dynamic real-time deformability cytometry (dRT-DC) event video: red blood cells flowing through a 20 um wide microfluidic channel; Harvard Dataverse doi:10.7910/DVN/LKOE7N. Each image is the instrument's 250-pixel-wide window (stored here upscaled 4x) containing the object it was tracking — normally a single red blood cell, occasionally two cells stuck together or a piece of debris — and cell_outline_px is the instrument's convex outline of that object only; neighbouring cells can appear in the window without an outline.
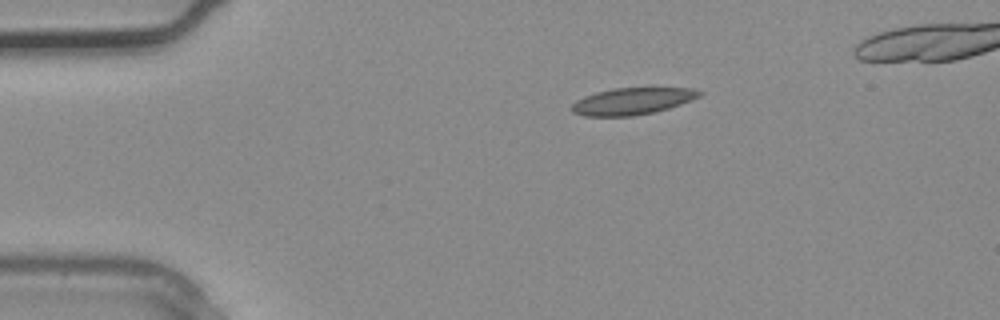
{"species": "common noctule bat (a hibernating species)", "species_latin": "Nyctalus noctula", "temperature_condition": "warm", "stored_images_in_passage": 2, "camera_frame_rate_fps": 3000, "um_per_image_px": 0.085, "animal": {"sex": "male", "body_mass_g": 20.4}, "frame": {"image": 1, "passage_image": 2, "time_ms": 0.333, "image_size_px": [1000, 320], "cell_outline_px": [[704, 92], [700, 96], [692, 100], [668, 108], [652, 112], [632, 116], [584, 116], [572, 112], [572, 104], [576, 100], [584, 96], [596, 92], [612, 88], [648, 84], [652, 84], [692, 88]], "centroid_in_image_um": [53.83, 8.52], "position_along_channel_um": 31.2, "area_um2": 21.1}}